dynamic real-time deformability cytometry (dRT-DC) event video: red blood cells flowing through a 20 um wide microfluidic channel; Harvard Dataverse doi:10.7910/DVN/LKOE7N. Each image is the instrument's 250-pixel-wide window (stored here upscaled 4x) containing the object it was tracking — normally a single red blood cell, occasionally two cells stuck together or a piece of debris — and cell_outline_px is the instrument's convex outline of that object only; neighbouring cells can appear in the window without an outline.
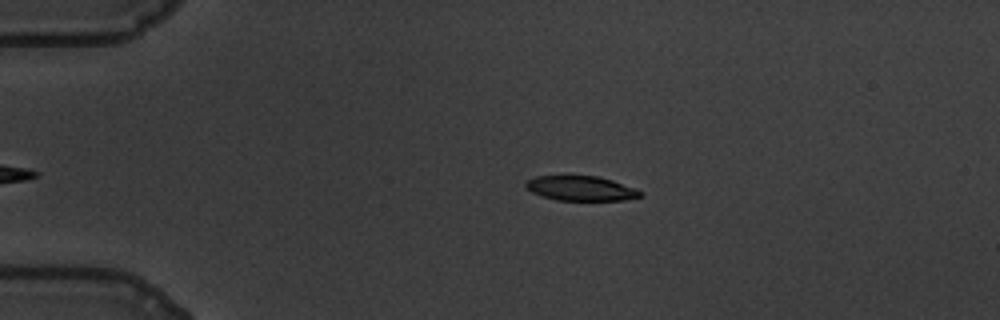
{"species": "common noctule bat (a hibernating species)", "species_latin": "Nyctalus noctula", "temperature_condition": "warm", "stored_images_in_passage": 43, "camera_frame_rate_fps": 3000, "um_per_image_px": 0.085, "animal": {"sex": "male", "body_mass_g": 19.5, "forearm_length_mm": 54.6}, "frame": {"image": 1, "passage_image": 4, "time_ms": 1.0, "image_size_px": [1000, 320], "cell_outline_px": [[644, 196], [624, 200], [556, 200], [540, 196], [524, 188], [524, 184], [528, 180], [536, 176], [564, 172], [596, 176], [612, 180], [644, 192]], "centroid_in_image_um": [49.29, 15.96], "position_along_channel_um": 35.7, "area_um2": 17.4}}
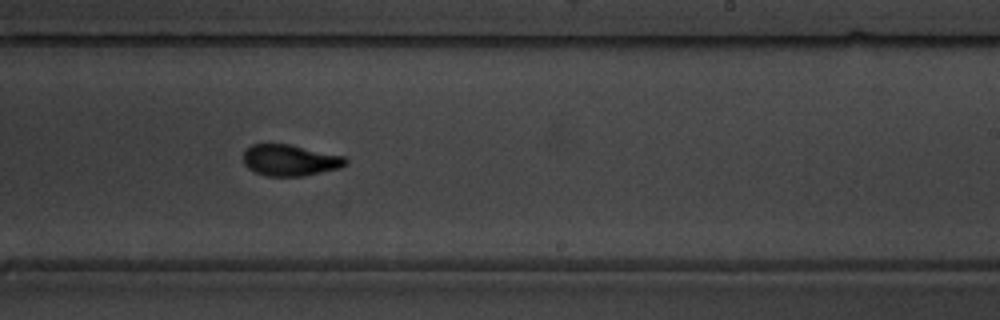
{"frame": {"image": 2, "passage_image": 28, "time_ms": 9.0, "image_size_px": [1000, 320], "cell_outline_px": [[348, 164], [340, 168], [304, 176], [264, 176], [248, 168], [244, 164], [244, 148], [252, 144], [288, 144], [344, 156], [348, 160]], "centroid_in_image_um": [24.65, 13.62], "position_along_channel_um": 264.4, "area_um2": 18.73}}
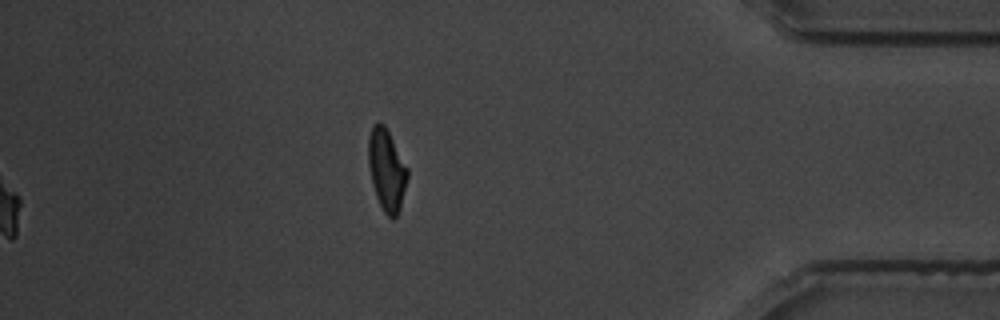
{"frame": {"image": 3, "passage_image": 43, "time_ms": 14.0, "image_size_px": [1000, 320], "cell_outline_px": [[408, 176], [400, 208], [396, 216], [392, 220], [384, 212], [376, 196], [372, 184], [368, 164], [368, 136], [372, 124], [384, 124], [408, 168]], "centroid_in_image_um": [32.85, 14.44], "position_along_channel_um": 402.3, "area_um2": 18.5}, "authors_computed_cell_mechanics": {"area_um2": 18.8428, "velocity_mm_per_s": 3.4553, "shape_relaxation_time_tau1_ms": 4.2611, "shape_relaxation_time_tau2_ms": 1.6272, "deformation_change_tau1": 0.1894, "deformation_change_tau2": 0.0829}}